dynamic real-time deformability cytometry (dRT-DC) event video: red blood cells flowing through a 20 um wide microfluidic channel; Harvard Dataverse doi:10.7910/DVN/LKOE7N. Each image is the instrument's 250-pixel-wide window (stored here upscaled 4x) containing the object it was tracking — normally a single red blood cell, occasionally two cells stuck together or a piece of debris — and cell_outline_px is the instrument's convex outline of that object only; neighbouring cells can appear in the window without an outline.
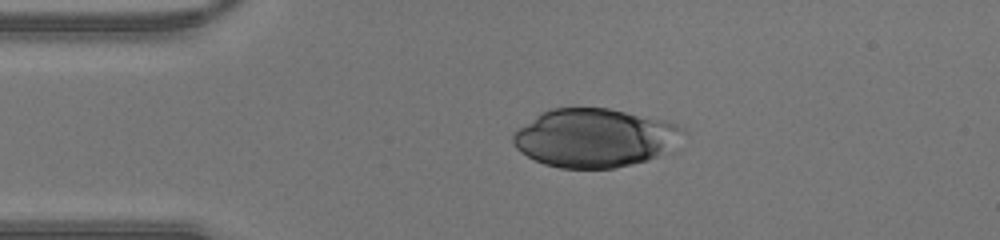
{"species": "human", "species_latin": "Homo sapiens", "temperature_condition": "warm", "stored_images_in_passage": 36, "camera_frame_rate_fps": 3000, "um_per_image_px": 0.085, "donor": {"sex": "male"}, "frame": {"image": 1, "passage_image": 1, "time_ms": 0.0, "image_size_px": [1000, 240], "cell_outline_px": [[688, 132], [664, 152], [656, 156], [644, 160], [616, 168], [560, 168], [544, 164], [520, 152], [512, 144], [512, 136], [520, 128], [540, 112], [552, 108], [608, 108], [668, 120], [684, 128]], "centroid_in_image_um": [50.55, 11.7], "position_along_channel_um": 34.5, "area_um2": 57.8}}
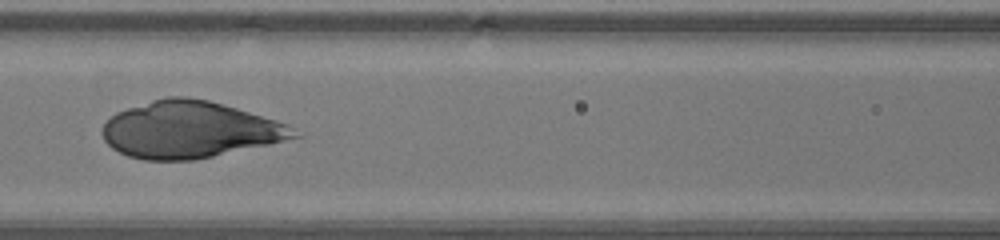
{"frame": {"image": 2, "passage_image": 11, "time_ms": 3.333, "image_size_px": [1000, 240], "cell_outline_px": [[300, 136], [268, 144], [212, 156], [192, 160], [144, 160], [128, 156], [112, 148], [104, 140], [104, 124], [116, 112], [152, 100], [168, 96], [184, 96], [208, 100], [236, 108], [276, 120], [288, 124]], "centroid_in_image_um": [16.1, 11.02], "position_along_channel_um": 150.5, "area_um2": 62.48}}
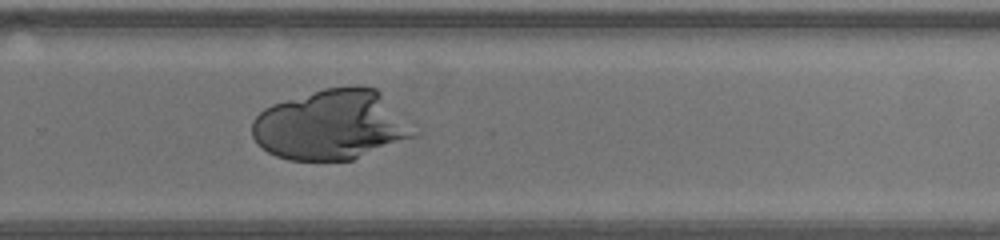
{"frame": {"image": 3, "passage_image": 21, "time_ms": 6.667, "image_size_px": [1000, 240], "cell_outline_px": [[420, 132], [416, 136], [352, 160], [288, 160], [276, 156], [268, 152], [256, 144], [252, 136], [252, 120], [264, 108], [272, 104], [324, 88], [376, 88]], "centroid_in_image_um": [28.14, 10.65], "position_along_channel_um": 301.7, "area_um2": 65.66}}